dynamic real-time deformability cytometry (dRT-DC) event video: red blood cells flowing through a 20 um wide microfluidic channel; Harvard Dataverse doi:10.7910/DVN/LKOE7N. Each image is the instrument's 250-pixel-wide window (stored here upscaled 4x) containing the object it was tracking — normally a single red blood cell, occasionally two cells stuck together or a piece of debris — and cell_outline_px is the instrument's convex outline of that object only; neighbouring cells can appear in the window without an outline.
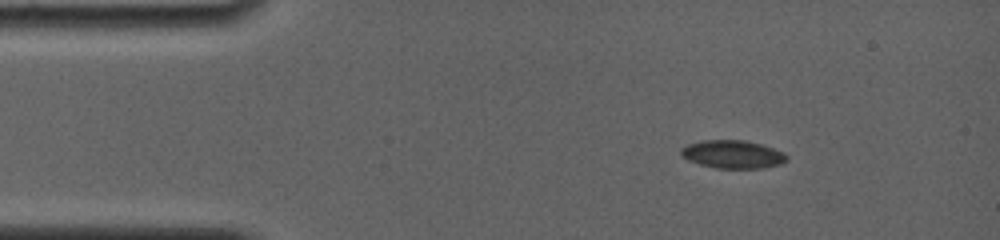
{"species": "common noctule bat (a hibernating species)", "species_latin": "Nyctalus noctula", "temperature_condition": "room temperature", "stored_images_in_passage": 30, "camera_frame_rate_fps": 4000, "um_per_image_px": 0.085, "animal": {"sex": "female", "body_mass_g": 19.0, "forearm_length_mm": 56.7}, "frame": {"image": 1, "passage_image": 1, "time_ms": 0.0, "image_size_px": [1000, 240], "cell_outline_px": [[788, 160], [780, 164], [764, 168], [716, 168], [700, 164], [688, 160], [680, 152], [680, 148], [688, 144], [704, 140], [744, 140], [760, 144], [784, 152], [788, 156]], "centroid_in_image_um": [62.3, 13.12], "position_along_channel_um": 22.7, "area_um2": 17.22}}
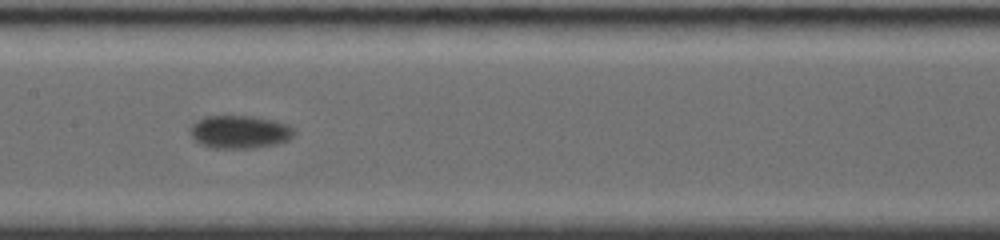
{"frame": {"image": 2, "passage_image": 13, "time_ms": 6.25, "image_size_px": [1000, 240], "cell_outline_px": [[292, 136], [288, 140], [276, 144], [252, 148], [212, 148], [200, 144], [192, 136], [192, 124], [208, 116], [248, 116], [272, 120], [288, 124], [292, 128]], "centroid_in_image_um": [20.38, 11.22], "position_along_channel_um": 187.0, "area_um2": 19.54}}
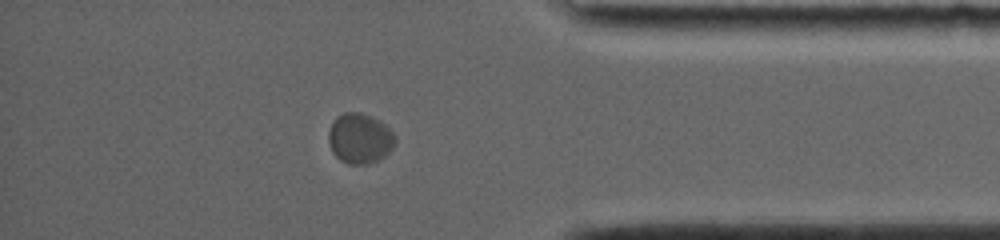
{"frame": {"image": 3, "passage_image": 26, "time_ms": 12.5, "image_size_px": [1000, 240], "cell_outline_px": [[396, 144], [380, 160], [368, 164], [348, 164], [340, 160], [332, 152], [328, 140], [328, 132], [336, 116], [344, 112], [360, 112], [372, 116], [380, 120], [396, 136]], "centroid_in_image_um": [30.59, 11.76], "position_along_channel_um": 404.6, "area_um2": 19.71}, "authors_computed_cell_mechanics": {"area_um2": 18.9295, "velocity_mm_per_s": 3.6384, "shape_relaxation_time_tau1_ms": 2.822, "shape_relaxation_time_tau2_ms": null, "deformation_change_tau1": 0.0589, "deformation_change_tau2": null}}